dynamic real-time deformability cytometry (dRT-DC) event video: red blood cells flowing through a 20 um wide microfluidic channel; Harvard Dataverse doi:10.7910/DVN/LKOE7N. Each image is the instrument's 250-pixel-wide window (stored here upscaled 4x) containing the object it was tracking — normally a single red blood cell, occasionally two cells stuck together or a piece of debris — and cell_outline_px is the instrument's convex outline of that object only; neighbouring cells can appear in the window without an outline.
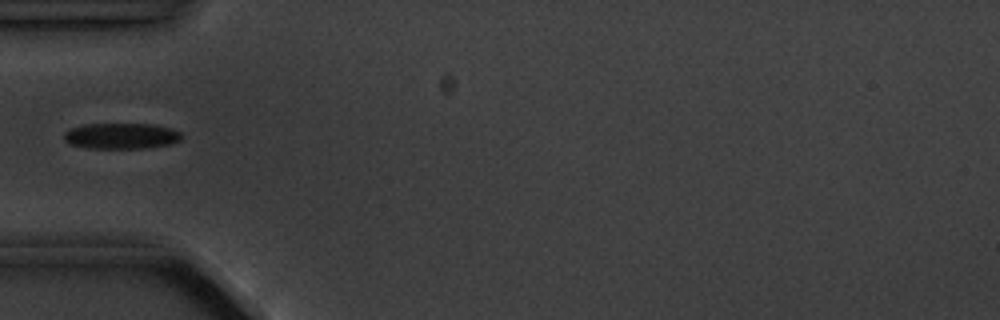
{"species": "common noctule bat (a hibernating species)", "species_latin": "Nyctalus noctula", "temperature_condition": "cold", "stored_images_in_passage": 7, "camera_frame_rate_fps": 3000, "um_per_image_px": 0.085, "animal": {"sex": "male", "body_mass_g": 20.1, "forearm_length_mm": 53.5}, "frame": {"image": 1, "passage_image": 4, "time_ms": 3.667, "image_size_px": [1000, 320], "cell_outline_px": [[180, 140], [168, 144], [144, 148], [84, 148], [68, 144], [64, 140], [64, 132], [72, 128], [84, 124], [156, 124], [172, 128], [180, 132]], "centroid_in_image_um": [10.26, 11.55], "position_along_channel_um": 74.7, "area_um2": 17.74}}